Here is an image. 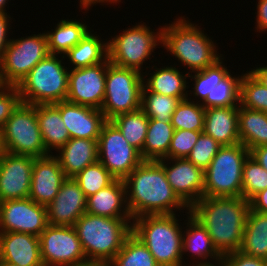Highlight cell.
Instances as JSON below:
<instances>
[{"label":"cell","mask_w":267,"mask_h":266,"mask_svg":"<svg viewBox=\"0 0 267 266\" xmlns=\"http://www.w3.org/2000/svg\"><path fill=\"white\" fill-rule=\"evenodd\" d=\"M250 209L267 214V188L257 193L250 201Z\"/></svg>","instance_id":"cell-48"},{"label":"cell","mask_w":267,"mask_h":266,"mask_svg":"<svg viewBox=\"0 0 267 266\" xmlns=\"http://www.w3.org/2000/svg\"><path fill=\"white\" fill-rule=\"evenodd\" d=\"M258 66L256 65V68L250 67L251 70L249 72L267 88V64L266 66L265 64Z\"/></svg>","instance_id":"cell-50"},{"label":"cell","mask_w":267,"mask_h":266,"mask_svg":"<svg viewBox=\"0 0 267 266\" xmlns=\"http://www.w3.org/2000/svg\"><path fill=\"white\" fill-rule=\"evenodd\" d=\"M219 264L221 266H267V260L236 251L223 255Z\"/></svg>","instance_id":"cell-45"},{"label":"cell","mask_w":267,"mask_h":266,"mask_svg":"<svg viewBox=\"0 0 267 266\" xmlns=\"http://www.w3.org/2000/svg\"><path fill=\"white\" fill-rule=\"evenodd\" d=\"M21 103L17 86L5 85L0 89V126L2 127Z\"/></svg>","instance_id":"cell-44"},{"label":"cell","mask_w":267,"mask_h":266,"mask_svg":"<svg viewBox=\"0 0 267 266\" xmlns=\"http://www.w3.org/2000/svg\"><path fill=\"white\" fill-rule=\"evenodd\" d=\"M204 117L205 108L186 98L179 102L170 122L174 130L203 131Z\"/></svg>","instance_id":"cell-37"},{"label":"cell","mask_w":267,"mask_h":266,"mask_svg":"<svg viewBox=\"0 0 267 266\" xmlns=\"http://www.w3.org/2000/svg\"><path fill=\"white\" fill-rule=\"evenodd\" d=\"M0 266H18V265H15V264H12V263H8V262L0 261Z\"/></svg>","instance_id":"cell-56"},{"label":"cell","mask_w":267,"mask_h":266,"mask_svg":"<svg viewBox=\"0 0 267 266\" xmlns=\"http://www.w3.org/2000/svg\"><path fill=\"white\" fill-rule=\"evenodd\" d=\"M186 216L187 219L184 220L186 226L183 228L182 254L184 256L187 254V258L193 257L194 261L193 263L189 262L190 266L218 264L222 255L214 247L208 231L190 214V211H187Z\"/></svg>","instance_id":"cell-21"},{"label":"cell","mask_w":267,"mask_h":266,"mask_svg":"<svg viewBox=\"0 0 267 266\" xmlns=\"http://www.w3.org/2000/svg\"><path fill=\"white\" fill-rule=\"evenodd\" d=\"M143 76L138 70L107 65L105 95L101 111L107 121L141 108Z\"/></svg>","instance_id":"cell-10"},{"label":"cell","mask_w":267,"mask_h":266,"mask_svg":"<svg viewBox=\"0 0 267 266\" xmlns=\"http://www.w3.org/2000/svg\"><path fill=\"white\" fill-rule=\"evenodd\" d=\"M256 3V22H255V32L263 33L267 31V0H257Z\"/></svg>","instance_id":"cell-47"},{"label":"cell","mask_w":267,"mask_h":266,"mask_svg":"<svg viewBox=\"0 0 267 266\" xmlns=\"http://www.w3.org/2000/svg\"><path fill=\"white\" fill-rule=\"evenodd\" d=\"M181 100L177 97L149 92L142 89L141 109L152 119L171 121L172 114Z\"/></svg>","instance_id":"cell-39"},{"label":"cell","mask_w":267,"mask_h":266,"mask_svg":"<svg viewBox=\"0 0 267 266\" xmlns=\"http://www.w3.org/2000/svg\"><path fill=\"white\" fill-rule=\"evenodd\" d=\"M82 266H112V264L111 263L88 262Z\"/></svg>","instance_id":"cell-53"},{"label":"cell","mask_w":267,"mask_h":266,"mask_svg":"<svg viewBox=\"0 0 267 266\" xmlns=\"http://www.w3.org/2000/svg\"><path fill=\"white\" fill-rule=\"evenodd\" d=\"M250 204L243 197H202L190 208V214L208 231L217 251H240Z\"/></svg>","instance_id":"cell-2"},{"label":"cell","mask_w":267,"mask_h":266,"mask_svg":"<svg viewBox=\"0 0 267 266\" xmlns=\"http://www.w3.org/2000/svg\"><path fill=\"white\" fill-rule=\"evenodd\" d=\"M73 178L86 198L107 187L116 179L99 161L87 166Z\"/></svg>","instance_id":"cell-40"},{"label":"cell","mask_w":267,"mask_h":266,"mask_svg":"<svg viewBox=\"0 0 267 266\" xmlns=\"http://www.w3.org/2000/svg\"><path fill=\"white\" fill-rule=\"evenodd\" d=\"M221 147L211 136L202 132L187 159L204 171Z\"/></svg>","instance_id":"cell-42"},{"label":"cell","mask_w":267,"mask_h":266,"mask_svg":"<svg viewBox=\"0 0 267 266\" xmlns=\"http://www.w3.org/2000/svg\"><path fill=\"white\" fill-rule=\"evenodd\" d=\"M174 128L170 121L149 118V124L143 150L144 161H158L167 158Z\"/></svg>","instance_id":"cell-32"},{"label":"cell","mask_w":267,"mask_h":266,"mask_svg":"<svg viewBox=\"0 0 267 266\" xmlns=\"http://www.w3.org/2000/svg\"><path fill=\"white\" fill-rule=\"evenodd\" d=\"M158 162L171 188L189 208L203 197L204 171L201 168L187 158H164Z\"/></svg>","instance_id":"cell-16"},{"label":"cell","mask_w":267,"mask_h":266,"mask_svg":"<svg viewBox=\"0 0 267 266\" xmlns=\"http://www.w3.org/2000/svg\"><path fill=\"white\" fill-rule=\"evenodd\" d=\"M122 0H103V4L105 5H109L112 4L114 6V4H119Z\"/></svg>","instance_id":"cell-55"},{"label":"cell","mask_w":267,"mask_h":266,"mask_svg":"<svg viewBox=\"0 0 267 266\" xmlns=\"http://www.w3.org/2000/svg\"><path fill=\"white\" fill-rule=\"evenodd\" d=\"M12 16L9 13L0 12V61L3 58L6 47L9 45L11 38H9Z\"/></svg>","instance_id":"cell-46"},{"label":"cell","mask_w":267,"mask_h":266,"mask_svg":"<svg viewBox=\"0 0 267 266\" xmlns=\"http://www.w3.org/2000/svg\"><path fill=\"white\" fill-rule=\"evenodd\" d=\"M175 65V66H174ZM174 63L169 66H161L157 68L156 63L153 66L149 64L143 72V86L149 91L154 92L161 95L177 97L180 100L186 99L188 96L189 88V80H187L189 76V72L185 71L181 72L178 69V66ZM153 71L152 73L151 70ZM148 68V69H147ZM155 69V71H154ZM148 72V73H147ZM188 84V85H187Z\"/></svg>","instance_id":"cell-23"},{"label":"cell","mask_w":267,"mask_h":266,"mask_svg":"<svg viewBox=\"0 0 267 266\" xmlns=\"http://www.w3.org/2000/svg\"><path fill=\"white\" fill-rule=\"evenodd\" d=\"M49 225L46 206L29 197L0 202V232H22L40 236Z\"/></svg>","instance_id":"cell-14"},{"label":"cell","mask_w":267,"mask_h":266,"mask_svg":"<svg viewBox=\"0 0 267 266\" xmlns=\"http://www.w3.org/2000/svg\"><path fill=\"white\" fill-rule=\"evenodd\" d=\"M0 261L18 266H44L39 237L30 233L0 232Z\"/></svg>","instance_id":"cell-22"},{"label":"cell","mask_w":267,"mask_h":266,"mask_svg":"<svg viewBox=\"0 0 267 266\" xmlns=\"http://www.w3.org/2000/svg\"><path fill=\"white\" fill-rule=\"evenodd\" d=\"M86 212L108 218H132L126 203L124 180L115 179L107 187L87 197Z\"/></svg>","instance_id":"cell-24"},{"label":"cell","mask_w":267,"mask_h":266,"mask_svg":"<svg viewBox=\"0 0 267 266\" xmlns=\"http://www.w3.org/2000/svg\"><path fill=\"white\" fill-rule=\"evenodd\" d=\"M5 86L2 77H1V69H0V89L3 88Z\"/></svg>","instance_id":"cell-57"},{"label":"cell","mask_w":267,"mask_h":266,"mask_svg":"<svg viewBox=\"0 0 267 266\" xmlns=\"http://www.w3.org/2000/svg\"><path fill=\"white\" fill-rule=\"evenodd\" d=\"M267 188V171L250 155L243 164L241 197L250 201Z\"/></svg>","instance_id":"cell-41"},{"label":"cell","mask_w":267,"mask_h":266,"mask_svg":"<svg viewBox=\"0 0 267 266\" xmlns=\"http://www.w3.org/2000/svg\"><path fill=\"white\" fill-rule=\"evenodd\" d=\"M250 156L267 171V145L253 148L250 151Z\"/></svg>","instance_id":"cell-49"},{"label":"cell","mask_w":267,"mask_h":266,"mask_svg":"<svg viewBox=\"0 0 267 266\" xmlns=\"http://www.w3.org/2000/svg\"><path fill=\"white\" fill-rule=\"evenodd\" d=\"M121 132L127 142L140 152L146 139L149 117L140 108L116 116L110 120Z\"/></svg>","instance_id":"cell-34"},{"label":"cell","mask_w":267,"mask_h":266,"mask_svg":"<svg viewBox=\"0 0 267 266\" xmlns=\"http://www.w3.org/2000/svg\"><path fill=\"white\" fill-rule=\"evenodd\" d=\"M37 119L46 151L56 153L70 139L60 111L53 104H37Z\"/></svg>","instance_id":"cell-28"},{"label":"cell","mask_w":267,"mask_h":266,"mask_svg":"<svg viewBox=\"0 0 267 266\" xmlns=\"http://www.w3.org/2000/svg\"><path fill=\"white\" fill-rule=\"evenodd\" d=\"M240 143L249 151L267 145V113L238 106Z\"/></svg>","instance_id":"cell-30"},{"label":"cell","mask_w":267,"mask_h":266,"mask_svg":"<svg viewBox=\"0 0 267 266\" xmlns=\"http://www.w3.org/2000/svg\"><path fill=\"white\" fill-rule=\"evenodd\" d=\"M124 183L132 219L143 215L175 214L177 210L185 216L189 211L171 188L158 161H143L124 179Z\"/></svg>","instance_id":"cell-1"},{"label":"cell","mask_w":267,"mask_h":266,"mask_svg":"<svg viewBox=\"0 0 267 266\" xmlns=\"http://www.w3.org/2000/svg\"><path fill=\"white\" fill-rule=\"evenodd\" d=\"M204 266H221V265L218 263V264H213V265H204Z\"/></svg>","instance_id":"cell-58"},{"label":"cell","mask_w":267,"mask_h":266,"mask_svg":"<svg viewBox=\"0 0 267 266\" xmlns=\"http://www.w3.org/2000/svg\"><path fill=\"white\" fill-rule=\"evenodd\" d=\"M89 24L80 20L62 19L54 29L45 31L49 54L64 56L91 30Z\"/></svg>","instance_id":"cell-29"},{"label":"cell","mask_w":267,"mask_h":266,"mask_svg":"<svg viewBox=\"0 0 267 266\" xmlns=\"http://www.w3.org/2000/svg\"><path fill=\"white\" fill-rule=\"evenodd\" d=\"M142 22L128 26L129 28L121 30L118 35L109 37L108 59L113 65L135 69L143 74L145 61L150 62L153 55L155 56V49L162 47L163 26L152 31L150 26Z\"/></svg>","instance_id":"cell-7"},{"label":"cell","mask_w":267,"mask_h":266,"mask_svg":"<svg viewBox=\"0 0 267 266\" xmlns=\"http://www.w3.org/2000/svg\"><path fill=\"white\" fill-rule=\"evenodd\" d=\"M5 152L35 158L50 155L45 148L37 119V105L20 103L2 126Z\"/></svg>","instance_id":"cell-9"},{"label":"cell","mask_w":267,"mask_h":266,"mask_svg":"<svg viewBox=\"0 0 267 266\" xmlns=\"http://www.w3.org/2000/svg\"><path fill=\"white\" fill-rule=\"evenodd\" d=\"M97 142L98 161L116 179L124 180L144 161L140 151L127 142L111 121L103 125Z\"/></svg>","instance_id":"cell-12"},{"label":"cell","mask_w":267,"mask_h":266,"mask_svg":"<svg viewBox=\"0 0 267 266\" xmlns=\"http://www.w3.org/2000/svg\"><path fill=\"white\" fill-rule=\"evenodd\" d=\"M202 132L174 130L167 158H187Z\"/></svg>","instance_id":"cell-43"},{"label":"cell","mask_w":267,"mask_h":266,"mask_svg":"<svg viewBox=\"0 0 267 266\" xmlns=\"http://www.w3.org/2000/svg\"><path fill=\"white\" fill-rule=\"evenodd\" d=\"M132 218H108L85 212L74 229L88 262L110 263L132 233Z\"/></svg>","instance_id":"cell-5"},{"label":"cell","mask_w":267,"mask_h":266,"mask_svg":"<svg viewBox=\"0 0 267 266\" xmlns=\"http://www.w3.org/2000/svg\"><path fill=\"white\" fill-rule=\"evenodd\" d=\"M8 2L10 3L9 0H0V12L1 13H8L6 10V6H7Z\"/></svg>","instance_id":"cell-52"},{"label":"cell","mask_w":267,"mask_h":266,"mask_svg":"<svg viewBox=\"0 0 267 266\" xmlns=\"http://www.w3.org/2000/svg\"><path fill=\"white\" fill-rule=\"evenodd\" d=\"M109 63L110 61L107 58L97 65L69 69L66 101L101 110L105 95L107 65Z\"/></svg>","instance_id":"cell-15"},{"label":"cell","mask_w":267,"mask_h":266,"mask_svg":"<svg viewBox=\"0 0 267 266\" xmlns=\"http://www.w3.org/2000/svg\"><path fill=\"white\" fill-rule=\"evenodd\" d=\"M249 155L241 143L222 146L204 170L203 197H241L243 164Z\"/></svg>","instance_id":"cell-8"},{"label":"cell","mask_w":267,"mask_h":266,"mask_svg":"<svg viewBox=\"0 0 267 266\" xmlns=\"http://www.w3.org/2000/svg\"><path fill=\"white\" fill-rule=\"evenodd\" d=\"M5 152L2 140V127L0 126V155Z\"/></svg>","instance_id":"cell-54"},{"label":"cell","mask_w":267,"mask_h":266,"mask_svg":"<svg viewBox=\"0 0 267 266\" xmlns=\"http://www.w3.org/2000/svg\"><path fill=\"white\" fill-rule=\"evenodd\" d=\"M91 29L84 38L65 55L69 69H78L97 65L108 58V40L102 39ZM69 61V62H68ZM68 62V63H67ZM70 65H72L70 67Z\"/></svg>","instance_id":"cell-27"},{"label":"cell","mask_w":267,"mask_h":266,"mask_svg":"<svg viewBox=\"0 0 267 266\" xmlns=\"http://www.w3.org/2000/svg\"><path fill=\"white\" fill-rule=\"evenodd\" d=\"M224 58L223 55L213 65L203 70L189 73L188 79L191 78L190 80L193 81V90H188L187 98L189 100H195L196 103L201 104L206 99L208 93L231 72L230 69L225 66Z\"/></svg>","instance_id":"cell-33"},{"label":"cell","mask_w":267,"mask_h":266,"mask_svg":"<svg viewBox=\"0 0 267 266\" xmlns=\"http://www.w3.org/2000/svg\"><path fill=\"white\" fill-rule=\"evenodd\" d=\"M239 105L267 113V88L248 70L240 80Z\"/></svg>","instance_id":"cell-38"},{"label":"cell","mask_w":267,"mask_h":266,"mask_svg":"<svg viewBox=\"0 0 267 266\" xmlns=\"http://www.w3.org/2000/svg\"><path fill=\"white\" fill-rule=\"evenodd\" d=\"M110 263L112 266H159L148 248L132 233Z\"/></svg>","instance_id":"cell-35"},{"label":"cell","mask_w":267,"mask_h":266,"mask_svg":"<svg viewBox=\"0 0 267 266\" xmlns=\"http://www.w3.org/2000/svg\"><path fill=\"white\" fill-rule=\"evenodd\" d=\"M79 1V0H78ZM96 4H100L101 6H103V0H80L79 1V6H81V10H85L89 11V9H92L91 7H93Z\"/></svg>","instance_id":"cell-51"},{"label":"cell","mask_w":267,"mask_h":266,"mask_svg":"<svg viewBox=\"0 0 267 266\" xmlns=\"http://www.w3.org/2000/svg\"><path fill=\"white\" fill-rule=\"evenodd\" d=\"M86 196L74 178H67L46 206L49 225L74 226L86 212Z\"/></svg>","instance_id":"cell-18"},{"label":"cell","mask_w":267,"mask_h":266,"mask_svg":"<svg viewBox=\"0 0 267 266\" xmlns=\"http://www.w3.org/2000/svg\"><path fill=\"white\" fill-rule=\"evenodd\" d=\"M240 251L267 260V214L249 209Z\"/></svg>","instance_id":"cell-31"},{"label":"cell","mask_w":267,"mask_h":266,"mask_svg":"<svg viewBox=\"0 0 267 266\" xmlns=\"http://www.w3.org/2000/svg\"><path fill=\"white\" fill-rule=\"evenodd\" d=\"M176 18L171 24L163 26L162 48L175 57L185 70L187 68L189 73L203 70L223 56L218 52L217 42L199 24L192 23L185 16Z\"/></svg>","instance_id":"cell-3"},{"label":"cell","mask_w":267,"mask_h":266,"mask_svg":"<svg viewBox=\"0 0 267 266\" xmlns=\"http://www.w3.org/2000/svg\"><path fill=\"white\" fill-rule=\"evenodd\" d=\"M64 59L62 55L48 54L39 61L17 86L22 103L37 105L66 101L69 68L65 67Z\"/></svg>","instance_id":"cell-6"},{"label":"cell","mask_w":267,"mask_h":266,"mask_svg":"<svg viewBox=\"0 0 267 266\" xmlns=\"http://www.w3.org/2000/svg\"><path fill=\"white\" fill-rule=\"evenodd\" d=\"M44 266H82L88 263L73 226L48 225L39 236Z\"/></svg>","instance_id":"cell-13"},{"label":"cell","mask_w":267,"mask_h":266,"mask_svg":"<svg viewBox=\"0 0 267 266\" xmlns=\"http://www.w3.org/2000/svg\"><path fill=\"white\" fill-rule=\"evenodd\" d=\"M221 146L240 143L238 106L205 108L204 130Z\"/></svg>","instance_id":"cell-26"},{"label":"cell","mask_w":267,"mask_h":266,"mask_svg":"<svg viewBox=\"0 0 267 266\" xmlns=\"http://www.w3.org/2000/svg\"><path fill=\"white\" fill-rule=\"evenodd\" d=\"M48 54L45 31L17 39L12 37L0 61L4 84L18 86L39 61H42Z\"/></svg>","instance_id":"cell-11"},{"label":"cell","mask_w":267,"mask_h":266,"mask_svg":"<svg viewBox=\"0 0 267 266\" xmlns=\"http://www.w3.org/2000/svg\"><path fill=\"white\" fill-rule=\"evenodd\" d=\"M66 179L58 159L53 154L34 158L28 197L40 205L47 206L56 197Z\"/></svg>","instance_id":"cell-19"},{"label":"cell","mask_w":267,"mask_h":266,"mask_svg":"<svg viewBox=\"0 0 267 266\" xmlns=\"http://www.w3.org/2000/svg\"><path fill=\"white\" fill-rule=\"evenodd\" d=\"M241 75H233L231 72L208 93L201 103L204 108L239 106Z\"/></svg>","instance_id":"cell-36"},{"label":"cell","mask_w":267,"mask_h":266,"mask_svg":"<svg viewBox=\"0 0 267 266\" xmlns=\"http://www.w3.org/2000/svg\"><path fill=\"white\" fill-rule=\"evenodd\" d=\"M59 111L70 138L98 139L107 122L100 109L61 101L53 104Z\"/></svg>","instance_id":"cell-20"},{"label":"cell","mask_w":267,"mask_h":266,"mask_svg":"<svg viewBox=\"0 0 267 266\" xmlns=\"http://www.w3.org/2000/svg\"><path fill=\"white\" fill-rule=\"evenodd\" d=\"M182 223L176 213L143 215L132 220V234L148 248L159 266H190L182 254Z\"/></svg>","instance_id":"cell-4"},{"label":"cell","mask_w":267,"mask_h":266,"mask_svg":"<svg viewBox=\"0 0 267 266\" xmlns=\"http://www.w3.org/2000/svg\"><path fill=\"white\" fill-rule=\"evenodd\" d=\"M98 139L70 138L54 156L67 178H73L98 161Z\"/></svg>","instance_id":"cell-25"},{"label":"cell","mask_w":267,"mask_h":266,"mask_svg":"<svg viewBox=\"0 0 267 266\" xmlns=\"http://www.w3.org/2000/svg\"><path fill=\"white\" fill-rule=\"evenodd\" d=\"M34 158L7 152L0 155V202L29 196Z\"/></svg>","instance_id":"cell-17"}]
</instances>
